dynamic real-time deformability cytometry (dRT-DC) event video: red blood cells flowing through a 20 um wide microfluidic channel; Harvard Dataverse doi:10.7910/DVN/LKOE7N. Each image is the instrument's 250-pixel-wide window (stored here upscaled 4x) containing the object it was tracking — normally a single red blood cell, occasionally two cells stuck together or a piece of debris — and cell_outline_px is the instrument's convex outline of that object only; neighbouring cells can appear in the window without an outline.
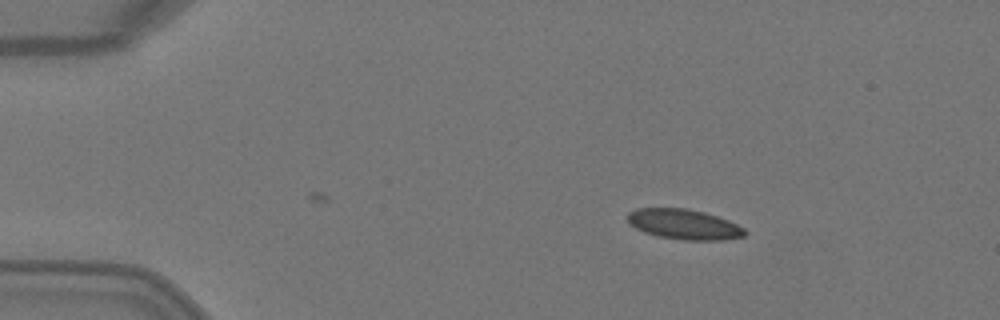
{"species": "Egyptian fruit bat (a non-hibernating species)", "species_latin": "Rousettus aegyptiacus", "temperature_condition": "warm", "stored_images_in_passage": 4, "camera_frame_rate_fps": 3000, "um_per_image_px": 0.085, "animal": {"sex": "female"}, "frame": {"image": 1, "passage_image": 4, "time_ms": 1.0, "image_size_px": [1000, 320], "cell_outline_px": [[748, 232], [744, 236], [720, 240], [684, 240], [660, 236], [644, 232], [636, 228], [628, 220], [628, 212], [636, 208], [688, 208], [704, 212], [728, 220], [744, 228]], "centroid_in_image_um": [58.15, 19.06], "position_along_channel_um": 26.8, "area_um2": 20.46}}